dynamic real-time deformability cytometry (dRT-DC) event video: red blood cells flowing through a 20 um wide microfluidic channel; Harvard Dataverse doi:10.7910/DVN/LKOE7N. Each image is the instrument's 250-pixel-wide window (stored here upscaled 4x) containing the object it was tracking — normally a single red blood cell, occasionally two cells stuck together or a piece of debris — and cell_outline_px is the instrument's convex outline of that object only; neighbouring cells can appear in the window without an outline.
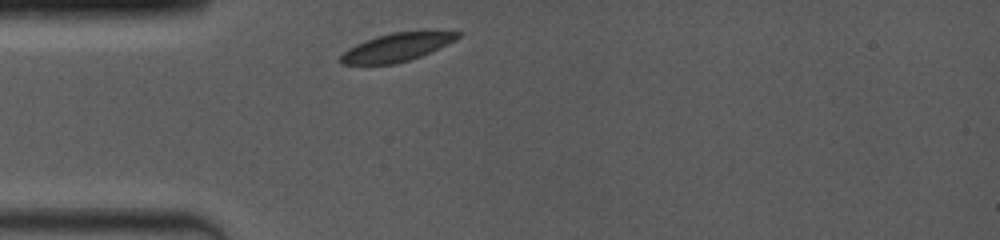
{"species": "common noctule bat (a hibernating species)", "species_latin": "Nyctalus noctula", "temperature_condition": "room temperature", "stored_images_in_passage": 11, "camera_frame_rate_fps": 4000, "um_per_image_px": 0.085, "animal": {"sex": "female", "body_mass_g": 19.0, "forearm_length_mm": 53.3}, "frame": {"image": 1, "passage_image": 1, "time_ms": 0.0, "image_size_px": [1000, 240], "cell_outline_px": [[464, 32], [456, 40], [420, 56], [396, 64], [340, 64], [340, 56], [348, 48], [364, 40], [376, 36], [392, 32]], "centroid_in_image_um": [33.68, 4.02], "position_along_channel_um": 51.3, "area_um2": 18.9}}
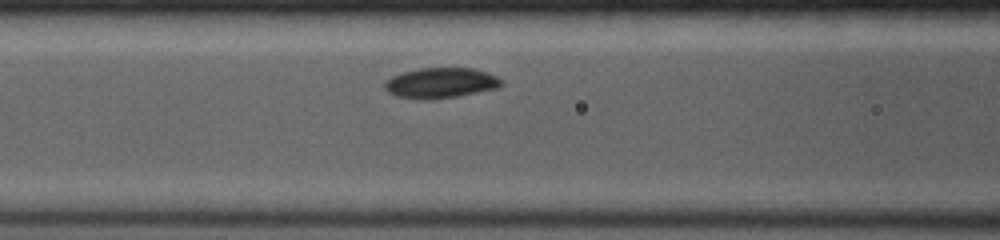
{"frame": {"image": 2, "passage_image": 7, "time_ms": 2.25, "image_size_px": [1000, 240], "cell_outline_px": [[504, 84], [500, 88], [456, 96], [428, 100], [420, 100], [396, 96], [388, 92], [384, 88], [384, 84], [392, 76], [404, 72], [420, 68], [472, 68], [496, 76]], "centroid_in_image_um": [37.45, 7.06], "position_along_channel_um": 129.1, "area_um2": 20.58}}
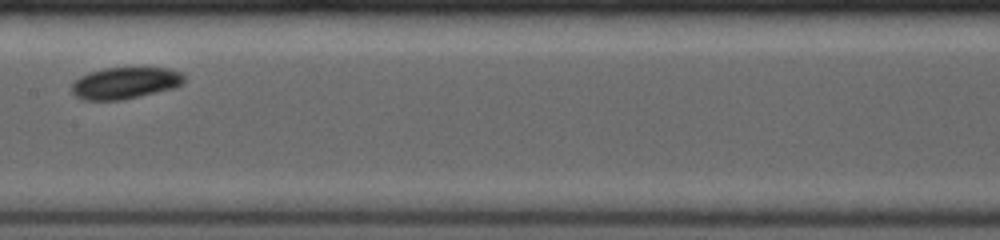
{"frame": {"image": 3, "passage_image": 10, "time_ms": 4.0, "image_size_px": [1000, 240], "cell_outline_px": [[184, 80], [176, 88], [140, 96], [120, 100], [84, 100], [76, 96], [72, 92], [72, 84], [80, 76], [88, 72], [104, 68], [168, 68], [180, 72], [184, 76]], "centroid_in_image_um": [10.63, 7.06], "position_along_channel_um": 196.8, "area_um2": 20.69}}